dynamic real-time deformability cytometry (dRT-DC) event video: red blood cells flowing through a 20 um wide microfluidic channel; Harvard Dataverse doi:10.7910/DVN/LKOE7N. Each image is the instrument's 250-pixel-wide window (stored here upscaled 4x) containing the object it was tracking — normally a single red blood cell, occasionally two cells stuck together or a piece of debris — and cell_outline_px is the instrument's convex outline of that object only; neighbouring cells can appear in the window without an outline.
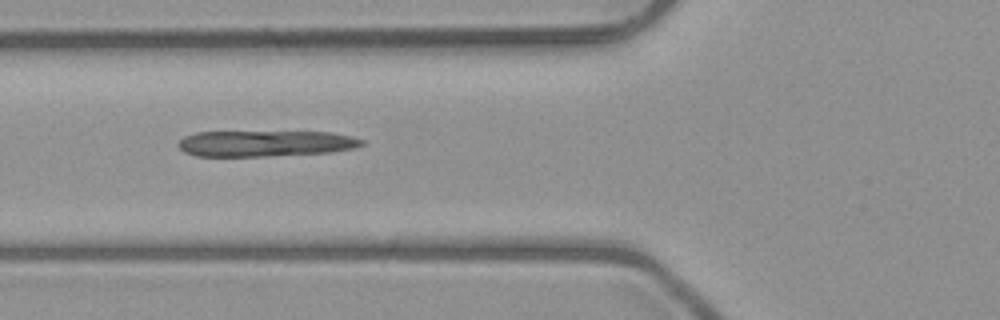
{"species": "common noctule bat (a hibernating species)", "species_latin": "Nyctalus noctula", "temperature_condition": "room temperature", "stored_images_in_passage": 7, "camera_frame_rate_fps": 3000, "um_per_image_px": 0.085, "animal": {"sex": "male", "body_mass_g": 23.1, "forearm_length_mm": 52.7}, "frame": {"image": 1, "passage_image": 4, "time_ms": 3.667, "image_size_px": [1000, 320], "cell_outline_px": [[364, 144], [352, 148], [332, 152], [264, 156], [196, 156], [184, 152], [176, 144], [184, 136], [196, 132], [328, 132], [348, 136], [364, 140]], "centroid_in_image_um": [22.5, 12.19], "position_along_channel_um": 103.3, "area_um2": 27.63}}
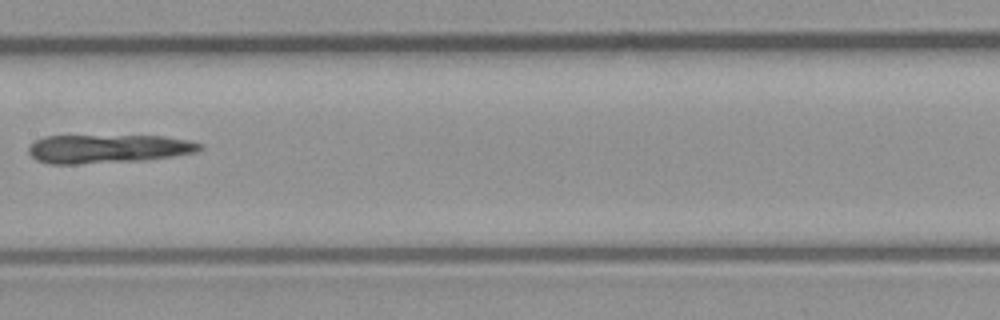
{"frame": {"image": 2, "passage_image": 6, "time_ms": 6.0, "image_size_px": [1000, 320], "cell_outline_px": [[204, 148], [196, 152], [172, 156], [144, 160], [76, 164], [48, 164], [36, 160], [28, 152], [28, 148], [36, 140], [44, 136], [164, 136], [188, 140], [204, 144]], "centroid_in_image_um": [9.2, 12.64], "position_along_channel_um": 198.2, "area_um2": 28.61}}
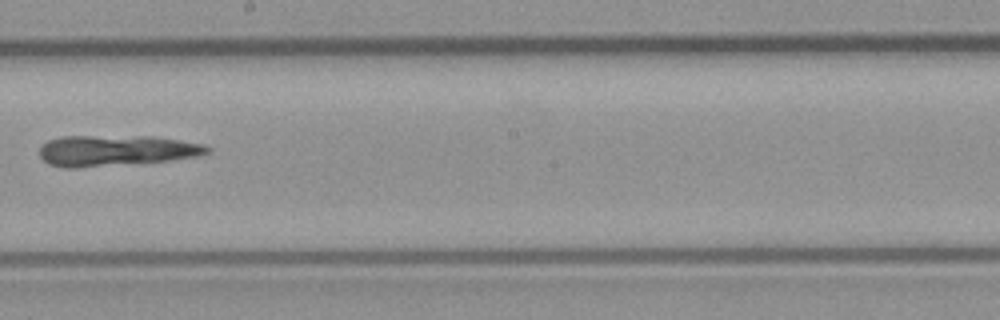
{"frame": {"image": 3, "passage_image": 7, "time_ms": 7.0, "image_size_px": [1000, 320], "cell_outline_px": [[212, 152], [196, 156], [168, 160], [76, 168], [64, 168], [48, 164], [40, 156], [40, 148], [48, 140], [60, 136], [152, 136], [204, 144], [212, 148]], "centroid_in_image_um": [9.85, 12.79], "position_along_channel_um": 238.4, "area_um2": 30.06}}